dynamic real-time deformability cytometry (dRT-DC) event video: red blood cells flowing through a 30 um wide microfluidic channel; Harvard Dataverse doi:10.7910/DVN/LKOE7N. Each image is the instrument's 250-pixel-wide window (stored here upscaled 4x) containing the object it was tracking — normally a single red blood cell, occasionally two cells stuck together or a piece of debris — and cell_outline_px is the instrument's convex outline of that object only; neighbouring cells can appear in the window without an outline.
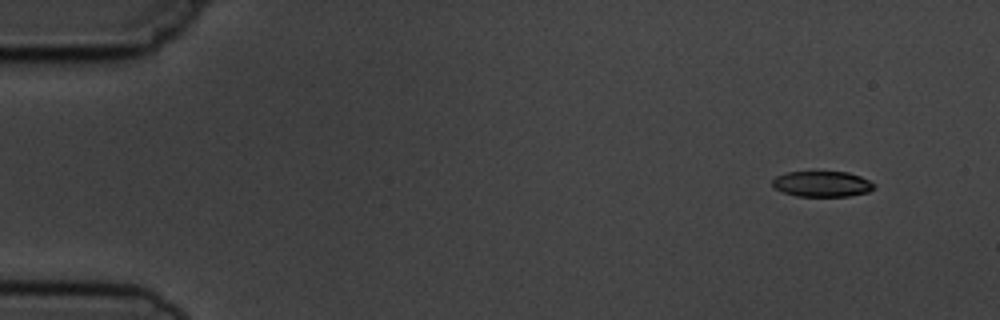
{"species": "common noctule bat (a hibernating species)", "species_latin": "Nyctalus noctula", "temperature_condition": "cold", "stored_images_in_passage": 6, "camera_frame_rate_fps": 3000, "um_per_image_px": 0.085, "animal": {"sex": "male", "body_mass_g": 19.5, "forearm_length_mm": 54.6}, "frame": {"image": 1, "passage_image": 1, "time_ms": 0.0, "image_size_px": [1000, 320], "cell_outline_px": [[876, 188], [868, 192], [848, 196], [796, 196], [784, 192], [776, 188], [772, 184], [772, 180], [776, 176], [784, 172], [848, 172], [860, 176], [876, 184]], "centroid_in_image_um": [69.9, 15.63], "position_along_channel_um": 15.1, "area_um2": 15.2}}
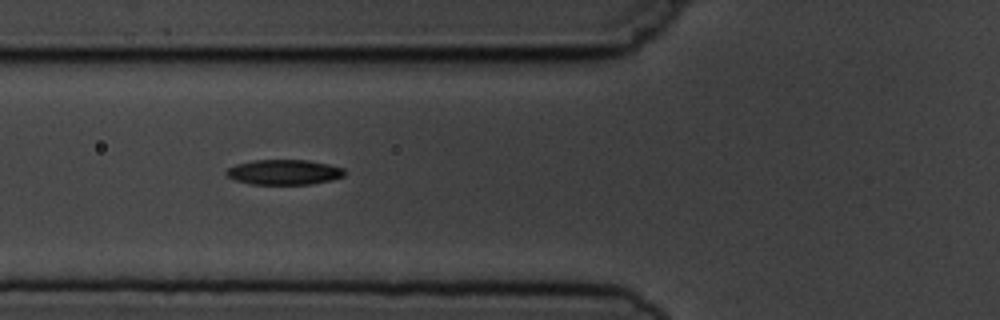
{"frame": {"image": 2, "passage_image": 5, "time_ms": 5.333, "image_size_px": [1000, 320], "cell_outline_px": [[348, 172], [344, 176], [332, 180], [312, 184], [252, 184], [236, 180], [228, 176], [224, 172], [228, 168], [236, 164], [256, 160], [308, 160], [328, 164], [344, 168]], "centroid_in_image_um": [24.19, 14.63], "position_along_channel_um": 101.6, "area_um2": 17.34}}
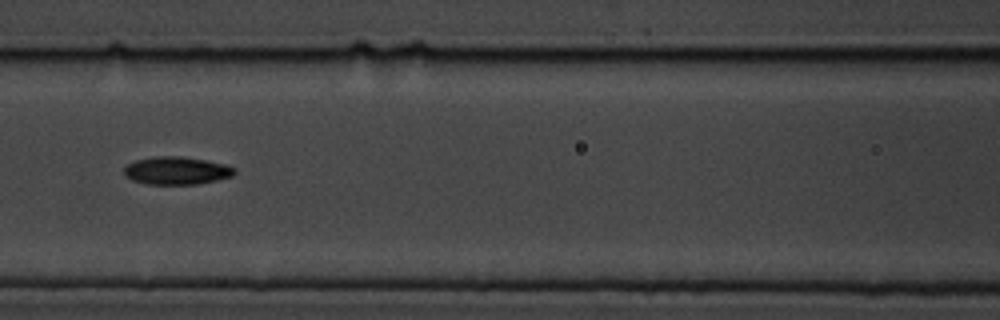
{"frame": {"image": 3, "passage_image": 6, "time_ms": 6.667, "image_size_px": [1000, 320], "cell_outline_px": [[236, 172], [232, 176], [216, 180], [196, 184], [148, 184], [132, 180], [124, 176], [124, 168], [128, 164], [136, 160], [152, 156], [180, 156], [204, 160], [224, 164], [236, 168]], "centroid_in_image_um": [14.99, 14.5], "position_along_channel_um": 151.6, "area_um2": 17.86}}